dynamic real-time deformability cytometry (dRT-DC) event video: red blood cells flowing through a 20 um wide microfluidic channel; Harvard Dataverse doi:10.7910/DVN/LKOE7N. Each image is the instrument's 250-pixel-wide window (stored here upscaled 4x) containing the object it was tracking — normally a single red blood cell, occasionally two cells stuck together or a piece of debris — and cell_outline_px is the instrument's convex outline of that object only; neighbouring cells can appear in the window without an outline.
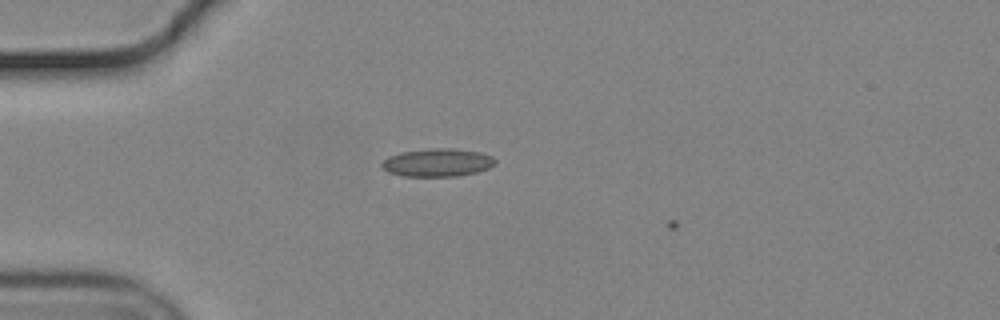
{"species": "common noctule bat (a hibernating species)", "species_latin": "Nyctalus noctula", "temperature_condition": "cold", "stored_images_in_passage": 2, "camera_frame_rate_fps": 3000, "um_per_image_px": 0.085, "animal": {"sex": "male", "body_mass_g": 19.2, "forearm_length_mm": 51.8}, "frame": {"image": 1, "passage_image": 1, "time_ms": 0.0, "image_size_px": [1000, 320], "cell_outline_px": [[496, 164], [488, 168], [476, 172], [456, 176], [404, 176], [388, 172], [380, 164], [388, 156], [400, 152], [432, 148], [452, 148], [480, 152], [492, 156], [496, 160]], "centroid_in_image_um": [37.19, 13.81], "position_along_channel_um": 47.8, "area_um2": 18.5}}